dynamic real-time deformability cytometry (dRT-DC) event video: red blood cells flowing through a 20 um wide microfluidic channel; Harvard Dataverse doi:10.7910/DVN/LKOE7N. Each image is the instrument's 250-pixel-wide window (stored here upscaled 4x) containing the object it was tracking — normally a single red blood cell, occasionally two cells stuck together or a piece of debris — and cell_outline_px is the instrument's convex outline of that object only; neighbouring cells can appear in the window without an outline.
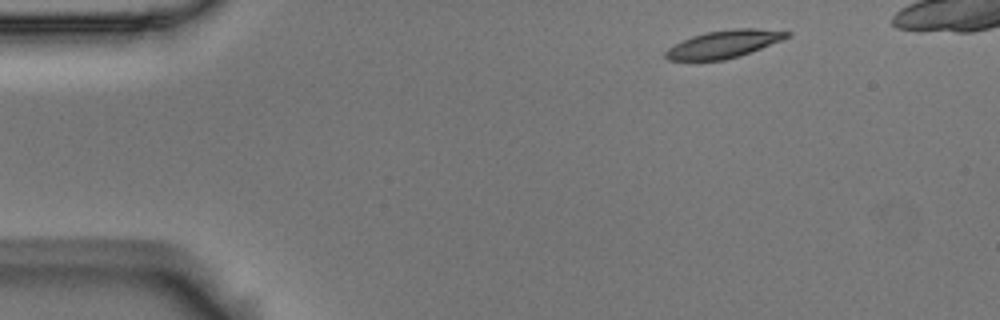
{"species": "Egyptian fruit bat (a non-hibernating species)", "species_latin": "Rousettus aegyptiacus", "temperature_condition": "room temperature", "stored_images_in_passage": 45, "camera_frame_rate_fps": 3000, "um_per_image_px": 0.085, "animal": {"sex": "male"}, "frame": {"image": 1, "passage_image": 1, "time_ms": 0.0, "image_size_px": [1000, 320], "cell_outline_px": [[792, 36], [740, 56], [724, 60], [668, 60], [664, 56], [664, 52], [668, 48], [692, 36], [708, 32], [732, 28], [756, 28], [792, 32]], "centroid_in_image_um": [61.56, 3.74], "position_along_channel_um": 23.4, "area_um2": 19.42}}
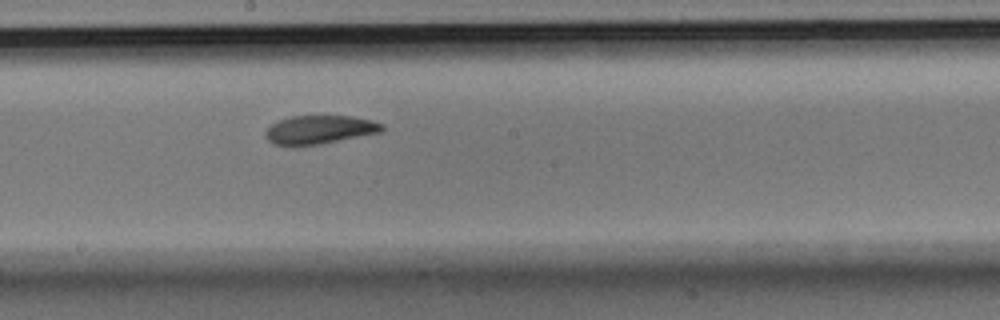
{"frame": {"image": 2, "passage_image": 24, "time_ms": 7.667, "image_size_px": [1000, 320], "cell_outline_px": [[384, 128], [380, 132], [320, 144], [272, 144], [268, 140], [264, 132], [272, 124], [288, 116], [352, 116], [372, 120], [384, 124]], "centroid_in_image_um": [27.18, 11.0], "position_along_channel_um": 221.0, "area_um2": 19.02}}
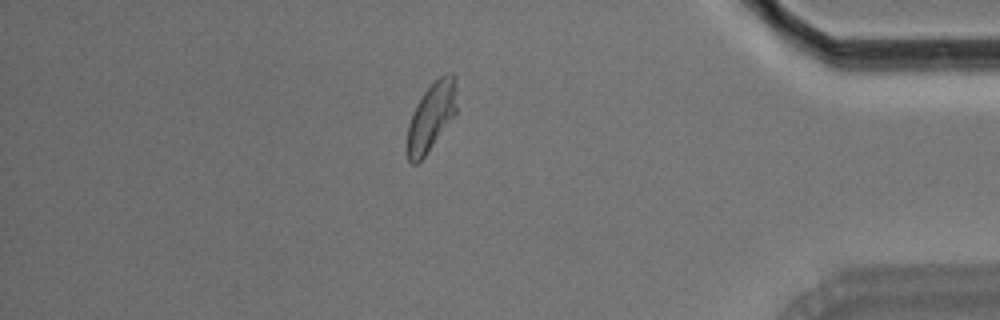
{"frame": {"image": 3, "passage_image": 42, "time_ms": 13.667, "image_size_px": [1000, 320], "cell_outline_px": [[456, 112], [424, 156], [416, 164], [412, 164], [408, 160], [408, 124], [412, 112], [416, 104], [424, 92], [444, 72], [452, 72], [456, 76]], "centroid_in_image_um": [36.67, 9.85], "position_along_channel_um": 398.5, "area_um2": 19.31}}